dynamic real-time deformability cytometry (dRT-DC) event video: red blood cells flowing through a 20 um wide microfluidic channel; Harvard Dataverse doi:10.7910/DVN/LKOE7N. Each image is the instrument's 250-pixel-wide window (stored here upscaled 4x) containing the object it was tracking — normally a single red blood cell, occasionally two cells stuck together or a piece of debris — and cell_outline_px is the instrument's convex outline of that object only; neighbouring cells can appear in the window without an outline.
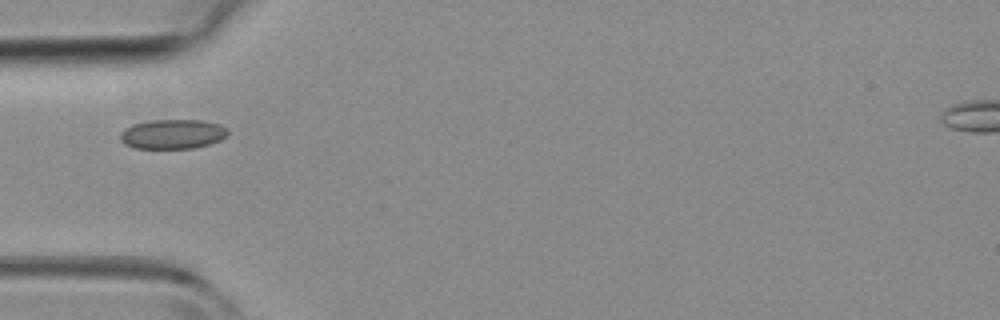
{"species": "common noctule bat (a hibernating species)", "species_latin": "Nyctalus noctula", "temperature_condition": "room temperature", "stored_images_in_passage": 1, "camera_frame_rate_fps": 3000, "um_per_image_px": 0.085, "animal": {"sex": "female", "body_mass_g": 19.3, "forearm_length_mm": 54.1}, "frame": {"image": 1, "passage_image": 1, "time_ms": 0.0, "image_size_px": [1000, 320], "cell_outline_px": [[228, 136], [220, 140], [196, 148], [136, 148], [124, 144], [120, 140], [120, 132], [124, 128], [132, 124], [152, 120], [204, 120], [220, 124], [228, 128]], "centroid_in_image_um": [14.68, 11.39], "position_along_channel_um": 70.3, "area_um2": 18.73}}